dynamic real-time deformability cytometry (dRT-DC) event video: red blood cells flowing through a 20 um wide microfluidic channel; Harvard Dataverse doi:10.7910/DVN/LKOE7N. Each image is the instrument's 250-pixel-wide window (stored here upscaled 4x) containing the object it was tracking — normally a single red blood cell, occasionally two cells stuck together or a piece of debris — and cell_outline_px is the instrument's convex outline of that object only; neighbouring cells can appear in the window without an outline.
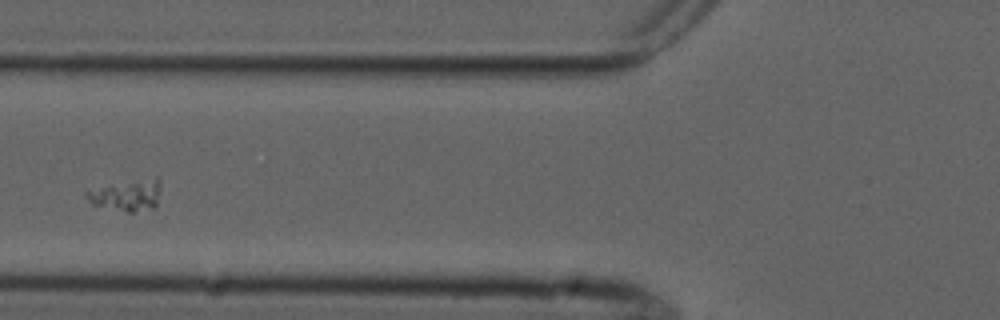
{"species": "common noctule bat (a hibernating species)", "species_latin": "Nyctalus noctula", "temperature_condition": "cold", "stored_images_in_passage": 3, "camera_frame_rate_fps": 3000, "um_per_image_px": 0.085, "animal": {"sex": "male", "forearm_length_mm": 52.5}, "frame": {"image": 1, "passage_image": 3, "time_ms": 2.333, "image_size_px": [1000, 320], "cell_outline_px": [[160, 188], [156, 204], [152, 208], [132, 212], [128, 212], [92, 204], [84, 196], [84, 192], [156, 176], [160, 180]], "centroid_in_image_um": [10.83, 16.61], "position_along_channel_um": 115.0, "area_um2": 12.89}}